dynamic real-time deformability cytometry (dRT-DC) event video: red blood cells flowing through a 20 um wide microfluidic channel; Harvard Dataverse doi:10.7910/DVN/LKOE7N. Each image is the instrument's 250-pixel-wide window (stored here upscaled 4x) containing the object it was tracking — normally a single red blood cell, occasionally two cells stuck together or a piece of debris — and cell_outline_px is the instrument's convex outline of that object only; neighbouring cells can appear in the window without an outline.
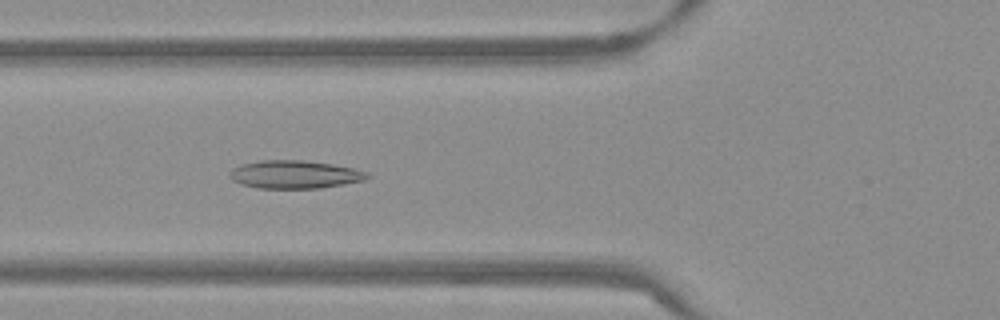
{"species": "Egyptian fruit bat (a non-hibernating species)", "species_latin": "Rousettus aegyptiacus", "temperature_condition": "warm", "stored_images_in_passage": 53, "camera_frame_rate_fps": 3000, "um_per_image_px": 0.085, "frame": {"image": 1, "passage_image": 20, "time_ms": 6.333, "image_size_px": [1000, 320], "cell_outline_px": [[372, 176], [364, 180], [344, 184], [320, 188], [260, 188], [240, 184], [232, 180], [228, 176], [232, 168], [240, 164], [260, 160], [304, 160], [332, 164], [352, 168], [368, 172]], "centroid_in_image_um": [25.03, 14.82], "position_along_channel_um": 100.8, "area_um2": 22.6}}
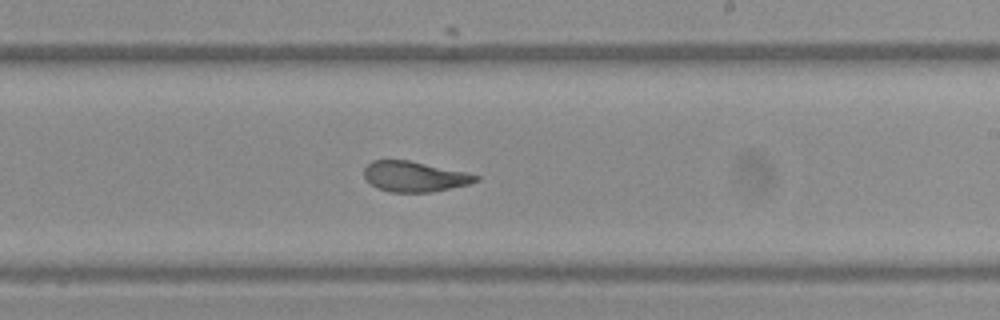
{"frame": {"image": 2, "passage_image": 32, "time_ms": 10.333, "image_size_px": [1000, 320], "cell_outline_px": [[480, 180], [468, 184], [432, 192], [392, 192], [376, 188], [364, 176], [364, 168], [372, 160], [408, 160], [464, 172], [480, 176]], "centroid_in_image_um": [35.21, 15.01], "position_along_channel_um": 253.8, "area_um2": 19.54}}
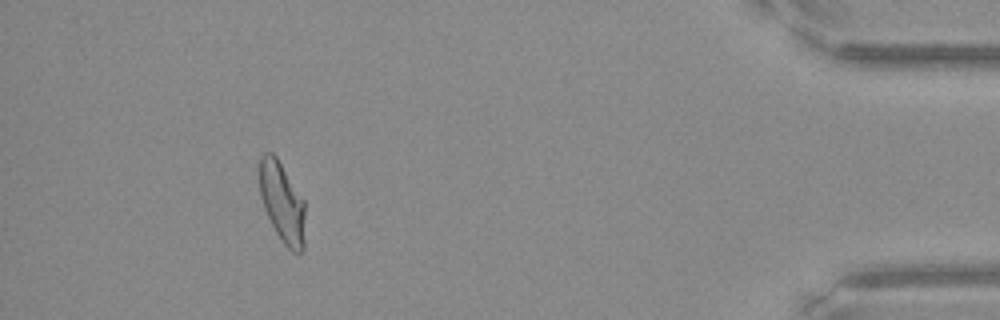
{"frame": {"image": 3, "passage_image": 49, "time_ms": 16.0, "image_size_px": [1000, 320], "cell_outline_px": [[304, 248], [300, 252], [292, 252], [280, 240], [264, 208], [260, 196], [260, 156], [264, 152], [272, 152], [276, 156], [304, 200]], "centroid_in_image_um": [23.98, 17.21], "position_along_channel_um": 411.2, "area_um2": 21.15}, "authors_computed_cell_mechanics": {"area_um2": 21.5594, "velocity_mm_per_s": 3.8176, "shape_relaxation_time_tau1_ms": null, "shape_relaxation_time_tau2_ms": 1.2984, "deformation_change_tau1": null, "deformation_change_tau2": 0.084}}